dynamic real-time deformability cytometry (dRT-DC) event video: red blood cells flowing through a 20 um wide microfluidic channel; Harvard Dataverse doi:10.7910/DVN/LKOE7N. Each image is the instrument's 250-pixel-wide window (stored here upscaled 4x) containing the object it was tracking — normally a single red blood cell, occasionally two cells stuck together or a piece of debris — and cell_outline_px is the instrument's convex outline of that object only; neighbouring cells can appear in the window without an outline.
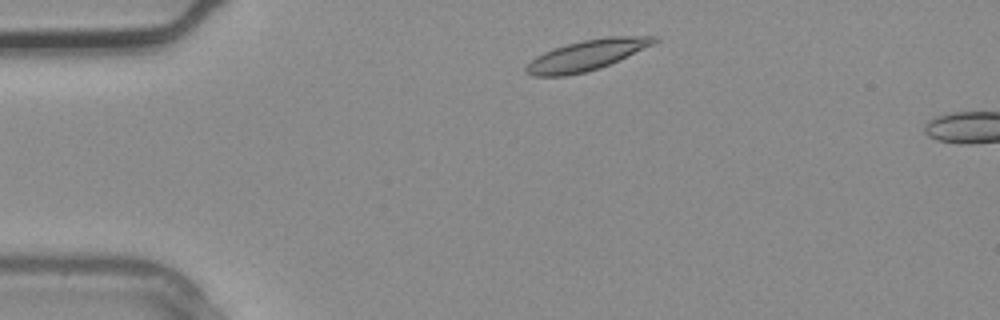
{"species": "common noctule bat (a hibernating species)", "species_latin": "Nyctalus noctula", "temperature_condition": "warm", "stored_images_in_passage": 2, "camera_frame_rate_fps": 3000, "um_per_image_px": 0.085, "animal": {"sex": "male", "body_mass_g": 20.4}, "frame": {"image": 1, "passage_image": 1, "time_ms": 0.0, "image_size_px": [1000, 320], "cell_outline_px": [[660, 40], [652, 44], [600, 68], [584, 72], [564, 76], [532, 76], [524, 72], [524, 68], [536, 56], [544, 52], [568, 44], [584, 40], [608, 36], [656, 36]], "centroid_in_image_um": [49.83, 4.7], "position_along_channel_um": 35.2, "area_um2": 22.25}}